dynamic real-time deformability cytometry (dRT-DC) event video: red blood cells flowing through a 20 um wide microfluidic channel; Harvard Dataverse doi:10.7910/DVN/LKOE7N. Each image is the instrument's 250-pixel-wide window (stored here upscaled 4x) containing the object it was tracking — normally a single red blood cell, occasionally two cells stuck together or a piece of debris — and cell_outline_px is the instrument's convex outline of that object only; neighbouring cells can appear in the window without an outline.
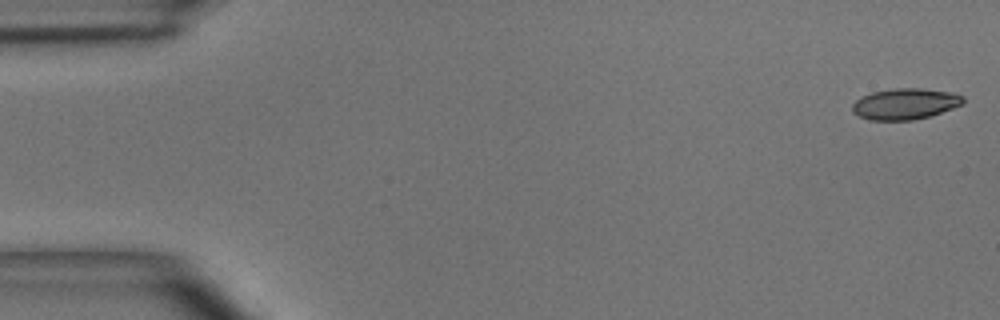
{"species": "common noctule bat (a hibernating species)", "species_latin": "Nyctalus noctula", "temperature_condition": "room temperature", "stored_images_in_passage": 14, "camera_frame_rate_fps": 3000, "um_per_image_px": 0.085, "animal": {"sex": "male", "body_mass_g": 15.6}, "frame": {"image": 1, "passage_image": 1, "time_ms": 0.0, "image_size_px": [1000, 320], "cell_outline_px": [[964, 104], [928, 116], [912, 120], [868, 120], [852, 112], [852, 104], [860, 96], [872, 92], [896, 88], [920, 88], [948, 92], [964, 96]], "centroid_in_image_um": [76.9, 8.83], "position_along_channel_um": 8.1, "area_um2": 19.94}}
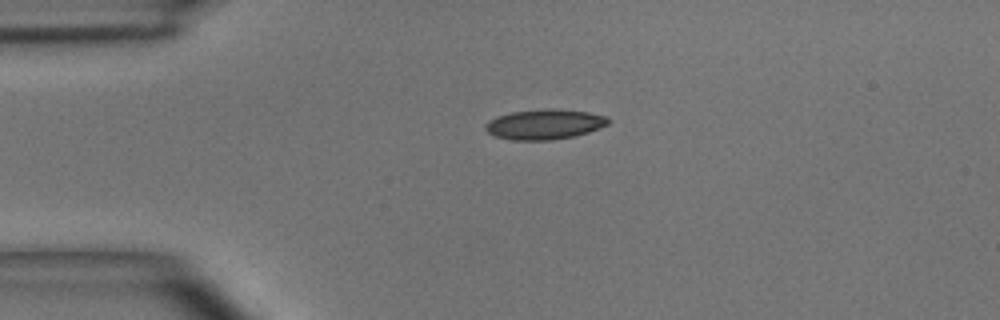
{"frame": {"image": 2, "passage_image": 11, "time_ms": 3.333, "image_size_px": [1000, 320], "cell_outline_px": [[608, 124], [600, 128], [588, 132], [572, 136], [552, 140], [512, 140], [496, 136], [488, 132], [484, 128], [484, 124], [488, 120], [496, 116], [512, 112], [588, 112], [608, 116]], "centroid_in_image_um": [46.24, 10.62], "position_along_channel_um": 38.8, "area_um2": 20.4}}